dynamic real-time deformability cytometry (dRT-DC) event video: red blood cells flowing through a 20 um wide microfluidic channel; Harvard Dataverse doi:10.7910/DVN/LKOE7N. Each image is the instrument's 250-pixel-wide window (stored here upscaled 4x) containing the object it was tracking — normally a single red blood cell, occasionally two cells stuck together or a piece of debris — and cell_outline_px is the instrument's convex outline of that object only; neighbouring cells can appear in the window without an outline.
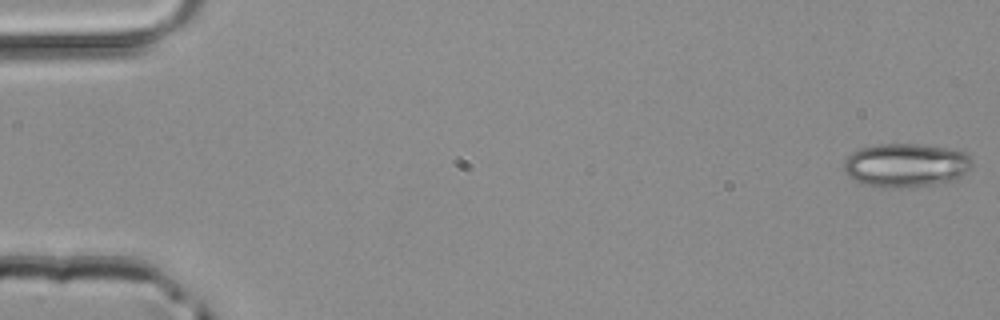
{"species": "common noctule bat (a hibernating species)", "species_latin": "Nyctalus noctula", "temperature_condition": "room temperature", "stored_images_in_passage": 48, "camera_frame_rate_fps": 3000, "um_per_image_px": 0.085, "animal": {"sex": "male", "body_mass_g": 20.4}, "frame": {"image": 1, "passage_image": 1, "time_ms": 0.0, "image_size_px": [1000, 320], "cell_outline_px": [[972, 164], [956, 180], [912, 188], [880, 188], [864, 184], [848, 176], [844, 172], [844, 160], [852, 152], [860, 148], [876, 144], [920, 144], [948, 148], [964, 152], [972, 160]], "centroid_in_image_um": [76.97, 14.05], "position_along_channel_um": 8.0, "area_um2": 32.95}}
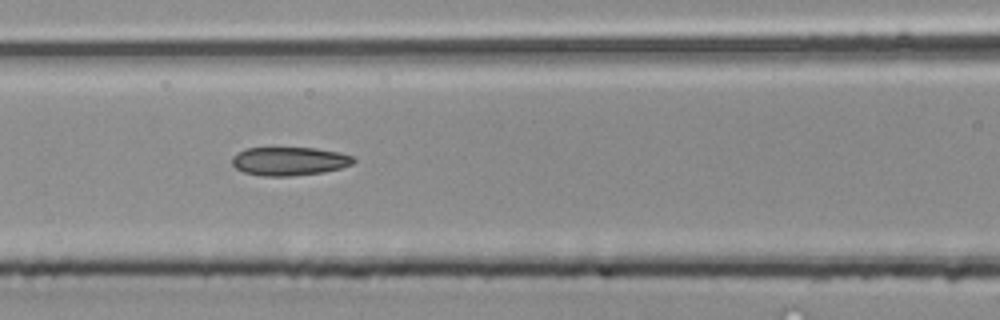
{"frame": {"image": 2, "passage_image": 21, "time_ms": 6.667, "image_size_px": [1000, 320], "cell_outline_px": [[356, 160], [352, 164], [340, 168], [324, 172], [292, 176], [264, 176], [244, 172], [236, 168], [232, 164], [232, 156], [236, 152], [244, 148], [316, 148], [340, 152], [352, 156]], "centroid_in_image_um": [24.58, 13.69], "position_along_channel_um": 142.0, "area_um2": 20.29}}
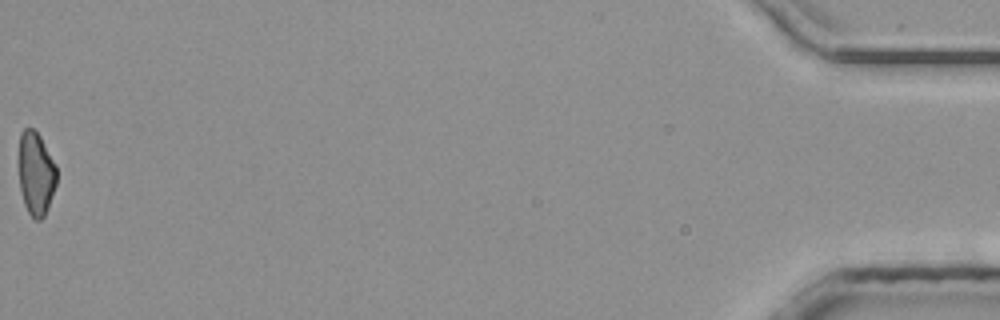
{"frame": {"image": 3, "passage_image": 48, "time_ms": 15.667, "image_size_px": [1000, 320], "cell_outline_px": [[56, 184], [48, 208], [44, 216], [40, 220], [32, 220], [24, 204], [20, 192], [20, 132], [24, 128], [32, 128], [40, 136], [56, 164]], "centroid_in_image_um": [3.06, 14.79], "position_along_channel_um": 432.1, "area_um2": 18.32}}